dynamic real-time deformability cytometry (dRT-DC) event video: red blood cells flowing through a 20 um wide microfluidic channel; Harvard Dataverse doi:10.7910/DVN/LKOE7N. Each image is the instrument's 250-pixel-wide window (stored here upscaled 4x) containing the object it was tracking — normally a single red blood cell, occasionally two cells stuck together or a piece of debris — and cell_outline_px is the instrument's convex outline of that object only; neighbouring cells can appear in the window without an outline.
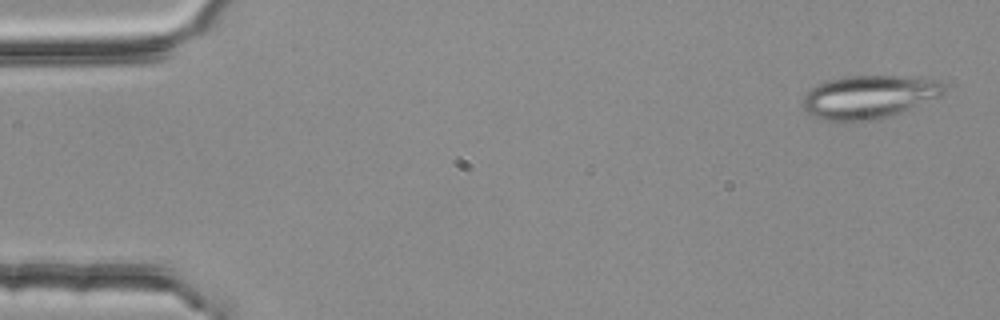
{"species": "common noctule bat (a hibernating species)", "species_latin": "Nyctalus noctula", "temperature_condition": "room temperature", "stored_images_in_passage": 4, "camera_frame_rate_fps": 3000, "um_per_image_px": 0.085, "animal": {"sex": "female", "body_mass_g": 25.1}, "frame": {"image": 1, "passage_image": 1, "time_ms": 0.0, "image_size_px": [1000, 320], "cell_outline_px": [[944, 92], [940, 96], [892, 116], [872, 120], [848, 124], [820, 120], [812, 116], [800, 104], [804, 96], [812, 88], [828, 80], [848, 76], [920, 76], [940, 80], [944, 84]], "centroid_in_image_um": [73.85, 8.27], "position_along_channel_um": 11.1, "area_um2": 36.36}}